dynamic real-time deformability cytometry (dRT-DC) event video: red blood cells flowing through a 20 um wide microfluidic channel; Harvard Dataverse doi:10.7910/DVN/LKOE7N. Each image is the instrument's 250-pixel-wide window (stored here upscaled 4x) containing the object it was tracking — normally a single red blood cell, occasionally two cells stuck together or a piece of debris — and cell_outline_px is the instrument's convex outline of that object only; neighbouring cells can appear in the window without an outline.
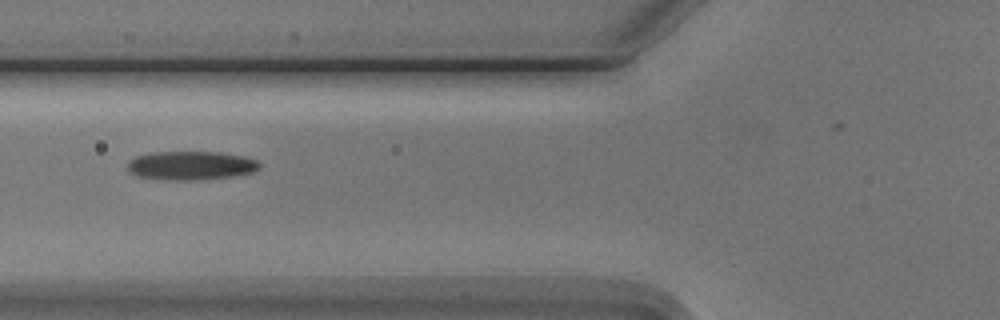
{"species": "Egyptian fruit bat (a non-hibernating species)", "species_latin": "Rousettus aegyptiacus", "temperature_condition": "cold", "stored_images_in_passage": 6, "camera_frame_rate_fps": 3000, "um_per_image_px": 0.085, "animal": {"sex": "male"}, "frame": {"image": 1, "passage_image": 5, "time_ms": 4.667, "image_size_px": [1000, 320], "cell_outline_px": [[260, 168], [252, 172], [232, 176], [192, 180], [164, 180], [140, 176], [132, 172], [128, 168], [128, 164], [136, 156], [152, 152], [220, 152], [244, 156], [256, 160], [260, 164]], "centroid_in_image_um": [16.26, 14.06], "position_along_channel_um": 109.5, "area_um2": 21.85}}
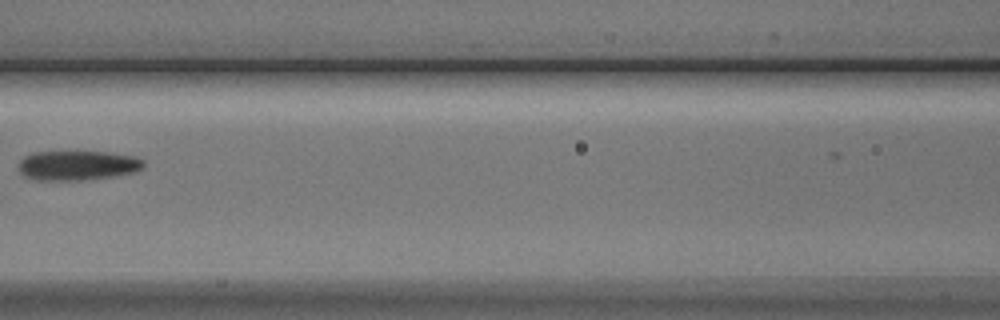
{"frame": {"image": 2, "passage_image": 6, "time_ms": 6.0, "image_size_px": [1000, 320], "cell_outline_px": [[144, 168], [136, 172], [116, 176], [80, 180], [36, 180], [24, 176], [20, 172], [20, 160], [24, 156], [36, 152], [108, 152], [136, 156], [144, 160]], "centroid_in_image_um": [6.64, 14.06], "position_along_channel_um": 160.0, "area_um2": 21.68}}